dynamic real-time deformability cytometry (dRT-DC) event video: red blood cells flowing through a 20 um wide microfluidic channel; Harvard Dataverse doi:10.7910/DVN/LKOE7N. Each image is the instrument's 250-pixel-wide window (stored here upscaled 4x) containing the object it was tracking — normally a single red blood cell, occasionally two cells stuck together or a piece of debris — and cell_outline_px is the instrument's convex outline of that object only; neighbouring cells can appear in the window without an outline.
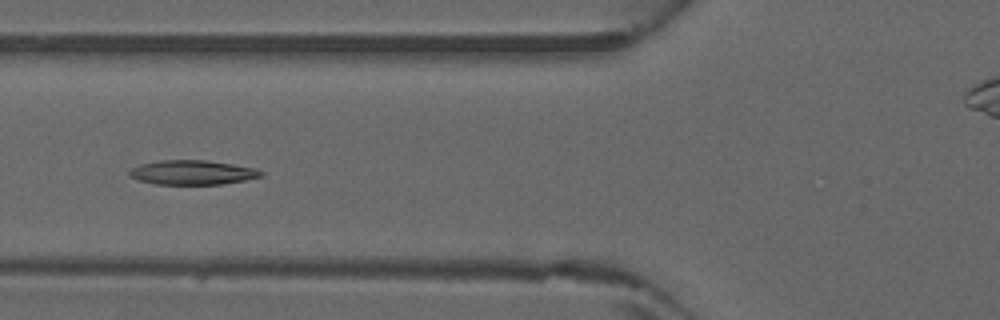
{"species": "common noctule bat (a hibernating species)", "species_latin": "Nyctalus noctula", "temperature_condition": "warm", "stored_images_in_passage": 4, "camera_frame_rate_fps": 3000, "um_per_image_px": 0.085, "animal": {"sex": "male", "forearm_length_mm": 52.5}, "frame": {"image": 1, "passage_image": 4, "time_ms": 1.0, "image_size_px": [1000, 320], "cell_outline_px": [[264, 176], [244, 180], [220, 184], [156, 184], [136, 180], [128, 176], [128, 172], [132, 168], [140, 164], [160, 160], [204, 160], [232, 164], [256, 168], [264, 172]], "centroid_in_image_um": [16.33, 14.66], "position_along_channel_um": 109.5, "area_um2": 18.79}}